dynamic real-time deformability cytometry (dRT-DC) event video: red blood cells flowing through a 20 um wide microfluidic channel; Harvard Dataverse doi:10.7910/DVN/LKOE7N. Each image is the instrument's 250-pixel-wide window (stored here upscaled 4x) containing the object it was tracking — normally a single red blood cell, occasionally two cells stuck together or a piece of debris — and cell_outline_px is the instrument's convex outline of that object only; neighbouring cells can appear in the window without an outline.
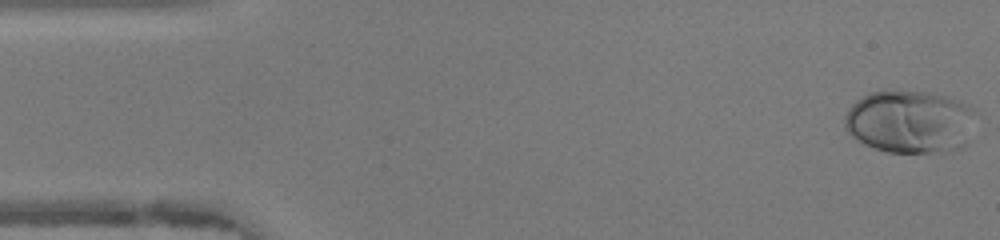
{"species": "human", "species_latin": "Homo sapiens", "temperature_condition": "warm", "stored_images_in_passage": 46, "camera_frame_rate_fps": 3000, "um_per_image_px": 0.085, "donor": {"sex": "female"}, "frame": {"image": 1, "passage_image": 1, "time_ms": 0.0, "image_size_px": [1000, 240], "cell_outline_px": [[976, 112], [940, 148], [928, 152], [888, 152], [864, 144], [852, 136], [844, 128], [844, 116], [848, 108], [856, 100], [872, 92], [900, 88], [932, 92], [948, 96], [960, 100], [968, 104]], "centroid_in_image_um": [77.01, 10.19], "position_along_channel_um": 8.0, "area_um2": 45.32}}
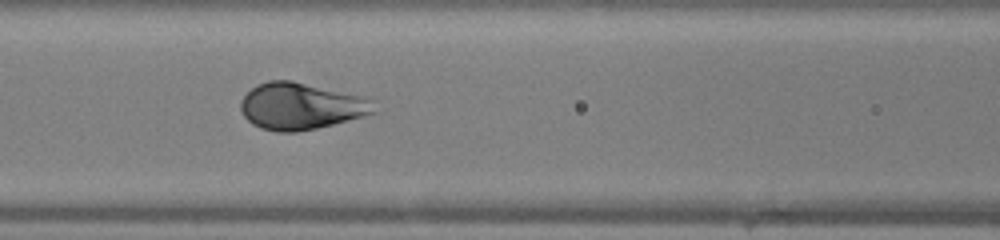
{"frame": {"image": 2, "passage_image": 19, "time_ms": 6.0, "image_size_px": [1000, 240], "cell_outline_px": [[376, 112], [364, 116], [316, 128], [296, 132], [276, 132], [260, 128], [252, 124], [244, 116], [240, 108], [240, 100], [256, 84], [268, 80], [292, 80], [372, 96], [376, 100]], "centroid_in_image_um": [25.66, 9.0], "position_along_channel_um": 140.9, "area_um2": 37.22}}
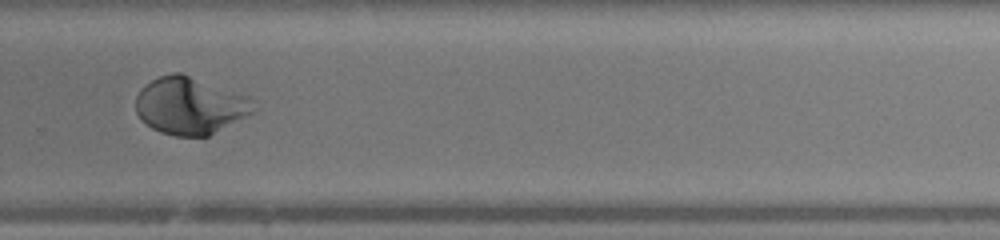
{"frame": {"image": 3, "passage_image": 31, "time_ms": 10.0, "image_size_px": [1000, 240], "cell_outline_px": [[260, 108], [256, 112], [208, 136], [176, 136], [160, 132], [152, 128], [140, 120], [136, 112], [136, 96], [140, 88], [144, 84], [160, 76], [172, 72], [180, 72], [248, 96]], "centroid_in_image_um": [16.17, 8.99], "position_along_channel_um": 313.6, "area_um2": 39.65}, "authors_computed_cell_mechanics": {"area_um2": 38.0902, "velocity_mm_per_s": 4.3311, "shape_relaxation_time_tau1_ms": 2.8155, "shape_relaxation_time_tau2_ms": null, "deformation_change_tau1": 0.214, "deformation_change_tau2": null}}